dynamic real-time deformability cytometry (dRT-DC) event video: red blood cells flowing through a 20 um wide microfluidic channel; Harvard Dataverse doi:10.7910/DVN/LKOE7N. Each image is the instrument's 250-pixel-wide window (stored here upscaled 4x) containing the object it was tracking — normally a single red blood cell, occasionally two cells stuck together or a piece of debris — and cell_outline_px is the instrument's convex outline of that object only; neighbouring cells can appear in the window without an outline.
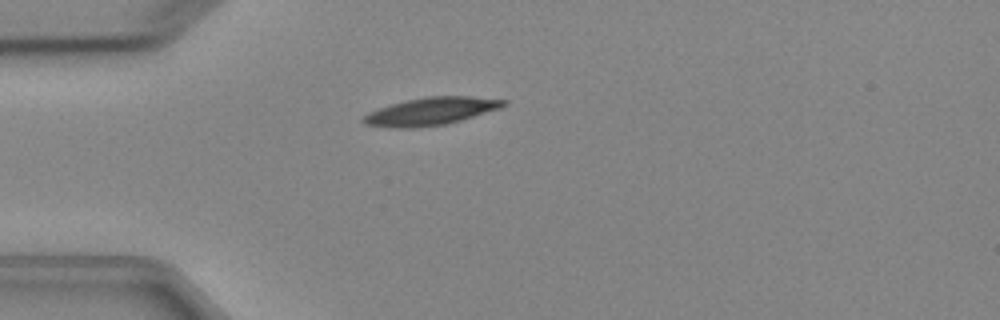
{"species": "Egyptian fruit bat (a non-hibernating species)", "species_latin": "Rousettus aegyptiacus", "temperature_condition": "cold", "stored_images_in_passage": 3, "camera_frame_rate_fps": 3000, "um_per_image_px": 0.085, "animal": {"sex": "female"}, "frame": {"image": 1, "passage_image": 3, "time_ms": 2.333, "image_size_px": [1000, 320], "cell_outline_px": [[508, 104], [500, 108], [448, 124], [416, 128], [396, 128], [364, 124], [360, 120], [368, 112], [392, 104], [408, 100], [428, 96], [472, 96], [508, 100]], "centroid_in_image_um": [36.65, 9.46], "position_along_channel_um": 48.3, "area_um2": 22.6}}